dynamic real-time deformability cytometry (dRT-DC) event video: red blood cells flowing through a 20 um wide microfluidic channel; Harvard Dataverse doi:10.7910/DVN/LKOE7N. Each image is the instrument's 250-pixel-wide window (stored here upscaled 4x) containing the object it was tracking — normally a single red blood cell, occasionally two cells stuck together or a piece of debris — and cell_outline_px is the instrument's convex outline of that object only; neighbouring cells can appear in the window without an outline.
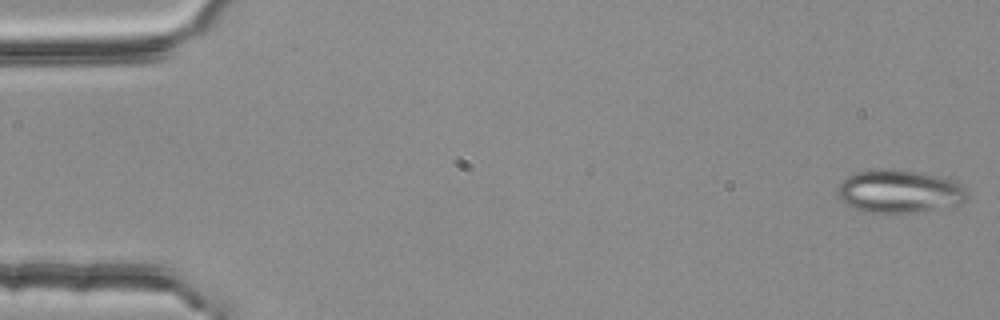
{"species": "common noctule bat (a hibernating species)", "species_latin": "Nyctalus noctula", "temperature_condition": "room temperature", "stored_images_in_passage": 54, "camera_frame_rate_fps": 3000, "um_per_image_px": 0.085, "animal": {"sex": "female", "body_mass_g": 25.1}, "frame": {"image": 1, "passage_image": 1, "time_ms": 0.0, "image_size_px": [1000, 320], "cell_outline_px": [[968, 196], [960, 204], [912, 212], [864, 212], [852, 208], [840, 200], [836, 192], [840, 184], [848, 176], [856, 172], [916, 172], [936, 176], [952, 180], [960, 184], [968, 192]], "centroid_in_image_um": [76.43, 16.32], "position_along_channel_um": 8.6, "area_um2": 31.21}}
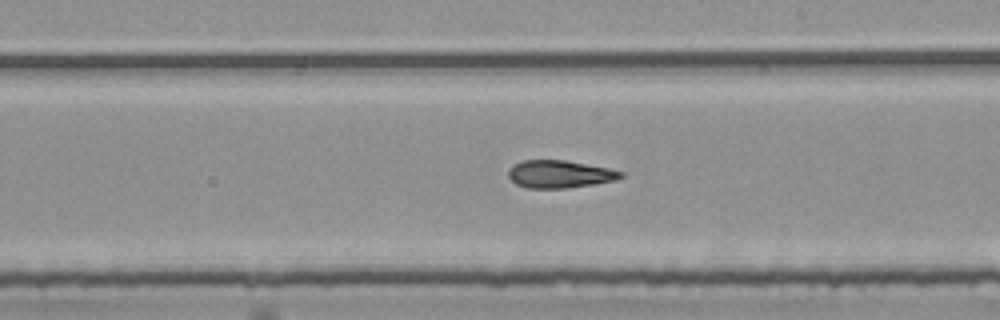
{"frame": {"image": 2, "passage_image": 31, "time_ms": 10.0, "image_size_px": [1000, 320], "cell_outline_px": [[624, 176], [616, 180], [592, 184], [564, 188], [528, 188], [516, 184], [508, 176], [508, 168], [512, 164], [520, 160], [564, 160], [608, 168], [624, 172]], "centroid_in_image_um": [47.53, 14.79], "position_along_channel_um": 241.5, "area_um2": 18.09}}
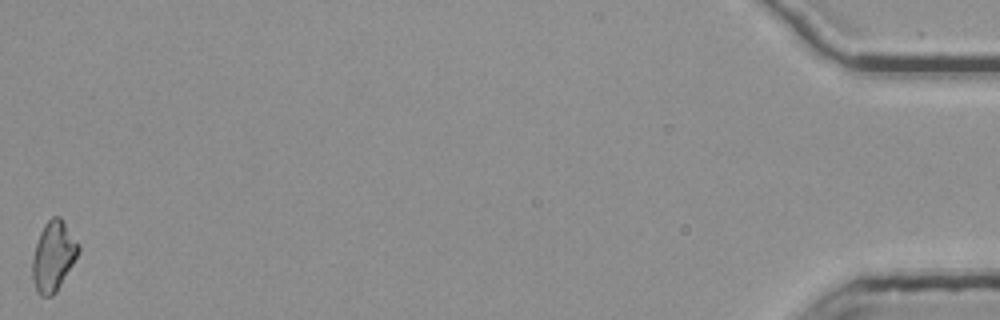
{"frame": {"image": 3, "passage_image": 54, "time_ms": 17.667, "image_size_px": [1000, 320], "cell_outline_px": [[80, 252], [56, 292], [52, 296], [40, 296], [36, 292], [32, 276], [32, 260], [36, 244], [40, 232], [44, 224], [52, 216], [60, 216], [80, 244]], "centroid_in_image_um": [4.54, 21.77], "position_along_channel_um": 430.7, "area_um2": 18.84}, "authors_computed_cell_mechanics": {"area_um2": 18.8139, "velocity_mm_per_s": 3.7849, "shape_relaxation_time_tau1_ms": null, "shape_relaxation_time_tau2_ms": 3.8759, "deformation_change_tau1": null, "deformation_change_tau2": 0.1418}}